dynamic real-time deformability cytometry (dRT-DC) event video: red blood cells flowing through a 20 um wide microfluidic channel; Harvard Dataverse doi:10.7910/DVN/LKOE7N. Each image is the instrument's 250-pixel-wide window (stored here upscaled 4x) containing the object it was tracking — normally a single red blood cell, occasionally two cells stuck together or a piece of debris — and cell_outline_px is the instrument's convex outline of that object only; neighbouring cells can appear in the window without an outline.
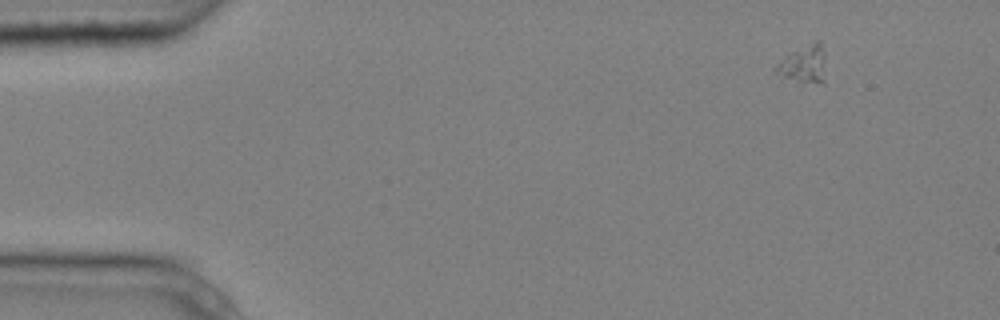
{"species": "common noctule bat (a hibernating species)", "species_latin": "Nyctalus noctula", "temperature_condition": "cold", "stored_images_in_passage": 3, "camera_frame_rate_fps": 3000, "um_per_image_px": 0.085, "animal": {"sex": "male", "body_mass_g": 20.4}, "frame": {"image": 1, "passage_image": 1, "time_ms": 0.0, "image_size_px": [1000, 320], "cell_outline_px": [[824, 84], [796, 80], [784, 76], [776, 72], [772, 68], [792, 52], [816, 40], [820, 40], [824, 52]], "centroid_in_image_um": [68.36, 5.44], "position_along_channel_um": 16.6, "area_um2": 10.52}}